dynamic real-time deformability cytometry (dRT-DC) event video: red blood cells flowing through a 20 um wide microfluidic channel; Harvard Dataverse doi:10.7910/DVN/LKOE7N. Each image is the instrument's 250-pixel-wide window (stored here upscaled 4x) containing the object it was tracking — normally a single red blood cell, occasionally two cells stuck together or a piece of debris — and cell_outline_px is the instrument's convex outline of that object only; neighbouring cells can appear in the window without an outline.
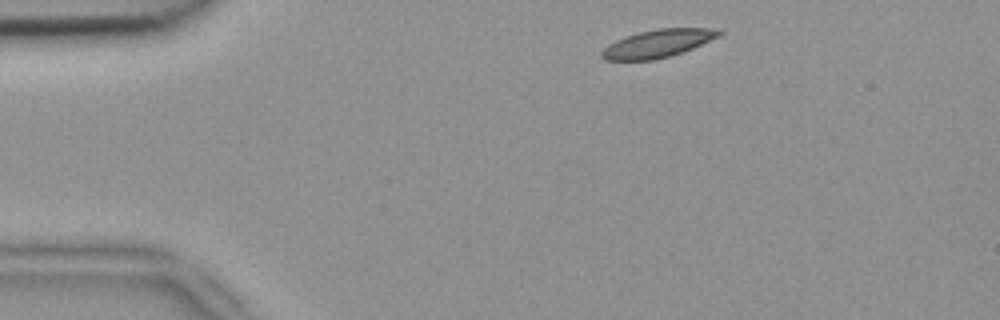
{"species": "common noctule bat (a hibernating species)", "species_latin": "Nyctalus noctula", "temperature_condition": "room temperature", "stored_images_in_passage": 3, "camera_frame_rate_fps": 3000, "um_per_image_px": 0.085, "animal": {"sex": "female", "body_mass_g": 18.4}, "frame": {"image": 1, "passage_image": 1, "time_ms": 0.0, "image_size_px": [1000, 320], "cell_outline_px": [[724, 32], [720, 36], [692, 48], [668, 56], [652, 60], [604, 60], [600, 56], [600, 52], [608, 44], [624, 36], [640, 32], [660, 28], [720, 28]], "centroid_in_image_um": [55.91, 3.68], "position_along_channel_um": 29.1, "area_um2": 19.02}}